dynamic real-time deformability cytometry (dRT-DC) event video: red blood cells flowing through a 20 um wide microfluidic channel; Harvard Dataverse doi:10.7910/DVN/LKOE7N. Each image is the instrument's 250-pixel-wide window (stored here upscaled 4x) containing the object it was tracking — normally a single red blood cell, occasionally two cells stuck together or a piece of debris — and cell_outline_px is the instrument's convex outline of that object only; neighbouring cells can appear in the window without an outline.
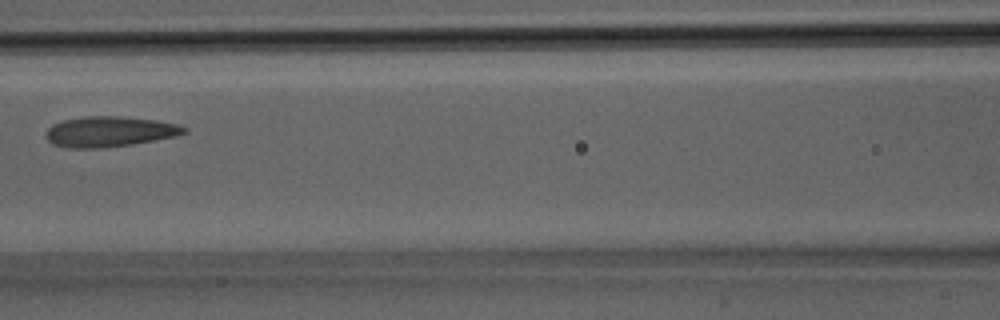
{"species": "Egyptian fruit bat (a non-hibernating species)", "species_latin": "Rousettus aegyptiacus", "temperature_condition": "room temperature", "stored_images_in_passage": 17, "camera_frame_rate_fps": 3000, "um_per_image_px": 0.085, "animal": {"sex": "male"}, "frame": {"image": 1, "passage_image": 12, "time_ms": 3.667, "image_size_px": [1000, 320], "cell_outline_px": [[188, 132], [172, 136], [132, 144], [104, 148], [68, 148], [52, 144], [44, 136], [48, 128], [52, 124], [64, 120], [84, 116], [120, 116], [156, 120], [176, 124], [188, 128]], "centroid_in_image_um": [9.26, 11.18], "position_along_channel_um": 157.3, "area_um2": 24.45}}